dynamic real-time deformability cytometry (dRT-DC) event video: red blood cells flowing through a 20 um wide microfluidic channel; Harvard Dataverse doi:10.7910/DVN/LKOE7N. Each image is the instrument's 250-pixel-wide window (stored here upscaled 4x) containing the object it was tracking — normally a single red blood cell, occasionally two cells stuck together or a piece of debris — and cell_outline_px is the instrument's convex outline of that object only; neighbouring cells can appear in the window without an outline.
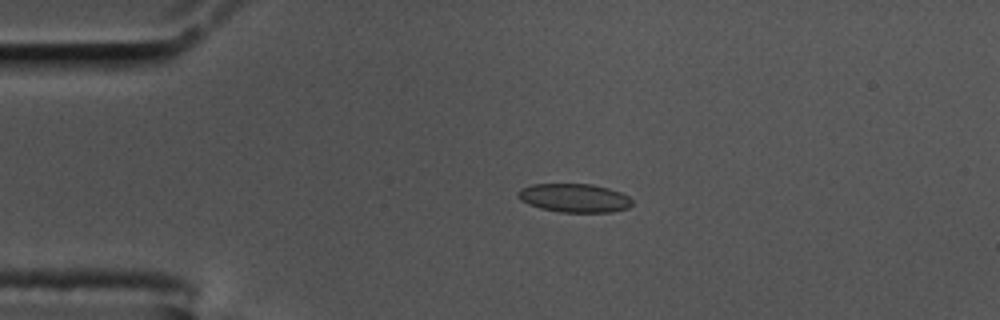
{"species": "common noctule bat (a hibernating species)", "species_latin": "Nyctalus noctula", "temperature_condition": "cold", "stored_images_in_passage": 57, "camera_frame_rate_fps": 3000, "um_per_image_px": 0.085, "animal": {"sex": "male", "body_mass_g": 17.5, "forearm_length_mm": 52.3}, "frame": {"image": 1, "passage_image": 12, "time_ms": 3.667, "image_size_px": [1000, 320], "cell_outline_px": [[632, 204], [628, 208], [612, 212], [560, 212], [540, 208], [528, 204], [520, 200], [516, 196], [516, 192], [520, 188], [532, 184], [592, 184], [608, 188], [620, 192], [628, 196], [632, 200]], "centroid_in_image_um": [48.78, 16.82], "position_along_channel_um": 36.2, "area_um2": 19.19}}
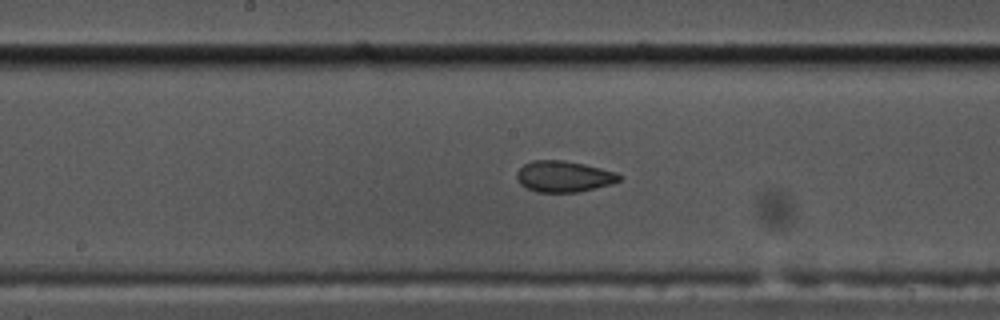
{"frame": {"image": 2, "passage_image": 29, "time_ms": 9.333, "image_size_px": [1000, 320], "cell_outline_px": [[620, 180], [612, 184], [580, 192], [536, 192], [520, 184], [516, 180], [516, 172], [524, 164], [532, 160], [564, 160], [584, 164], [616, 172], [620, 176]], "centroid_in_image_um": [47.9, 15.0], "position_along_channel_um": 200.3, "area_um2": 18.67}}
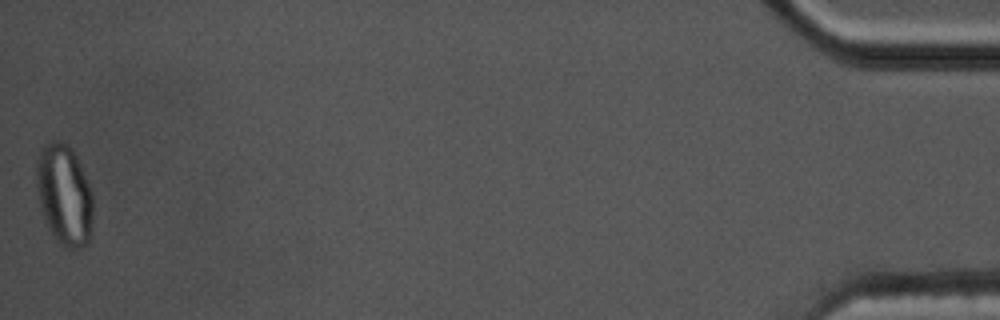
{"frame": {"image": 3, "passage_image": 57, "time_ms": 18.667, "image_size_px": [1000, 320], "cell_outline_px": [[92, 228], [88, 244], [80, 248], [64, 248], [52, 236], [44, 220], [40, 208], [36, 184], [36, 160], [40, 148], [44, 144], [52, 140], [68, 144], [72, 148], [76, 156], [88, 184], [92, 196]], "centroid_in_image_um": [5.43, 16.58], "position_along_channel_um": 429.8, "area_um2": 33.58}, "authors_computed_cell_mechanics": {"area_um2": 19.074, "velocity_mm_per_s": 3.488, "shape_relaxation_time_tau1_ms": null, "shape_relaxation_time_tau2_ms": 1.6533, "deformation_change_tau1": null, "deformation_change_tau2": 0.0718}}